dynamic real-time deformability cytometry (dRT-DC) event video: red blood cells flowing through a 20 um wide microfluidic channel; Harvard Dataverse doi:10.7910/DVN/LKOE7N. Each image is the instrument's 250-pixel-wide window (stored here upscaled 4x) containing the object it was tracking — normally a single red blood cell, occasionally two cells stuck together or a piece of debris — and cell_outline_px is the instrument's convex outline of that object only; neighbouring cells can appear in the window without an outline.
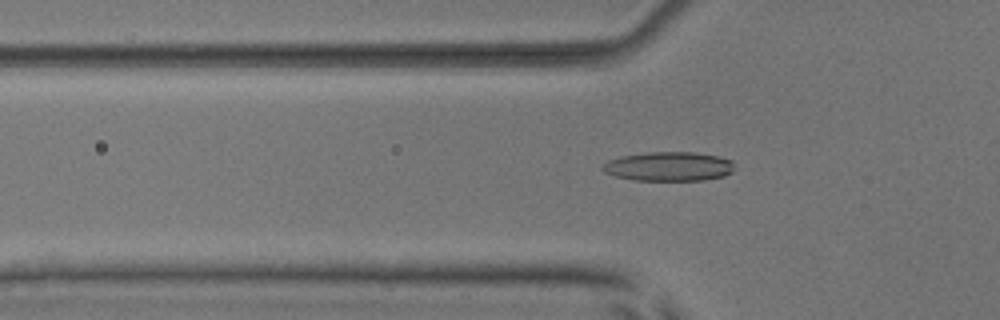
{"species": "common noctule bat (a hibernating species)", "species_latin": "Nyctalus noctula", "temperature_condition": "room temperature", "stored_images_in_passage": 53, "camera_frame_rate_fps": 3000, "um_per_image_px": 0.085, "animal": {"sex": "male", "body_mass_g": 17.9, "forearm_length_mm": 54.2}, "frame": {"image": 1, "passage_image": 18, "time_ms": 5.667, "image_size_px": [1000, 320], "cell_outline_px": [[732, 172], [724, 176], [704, 180], [632, 180], [616, 176], [604, 172], [600, 168], [608, 160], [620, 156], [648, 152], [692, 152], [716, 156], [732, 160]], "centroid_in_image_um": [56.81, 14.15], "position_along_channel_um": 69.0, "area_um2": 22.37}}
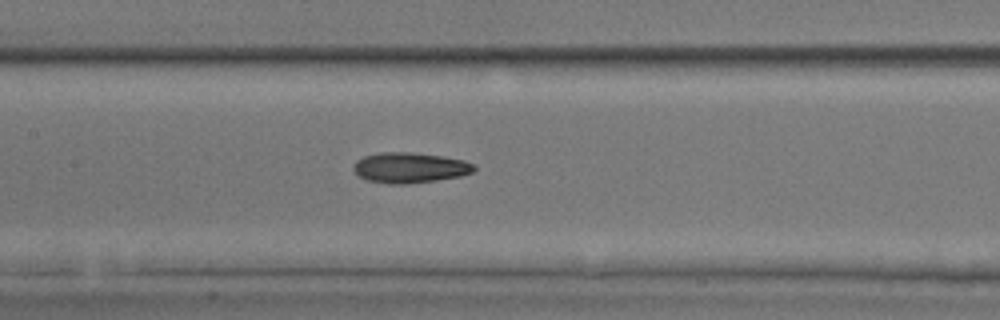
{"frame": {"image": 2, "passage_image": 26, "time_ms": 8.333, "image_size_px": [1000, 320], "cell_outline_px": [[476, 168], [472, 172], [460, 176], [436, 180], [408, 184], [388, 184], [368, 180], [360, 176], [352, 168], [352, 164], [356, 160], [364, 156], [380, 152], [408, 152], [444, 156], [464, 160], [472, 164]], "centroid_in_image_um": [34.81, 14.25], "position_along_channel_um": 172.6, "area_um2": 21.39}}
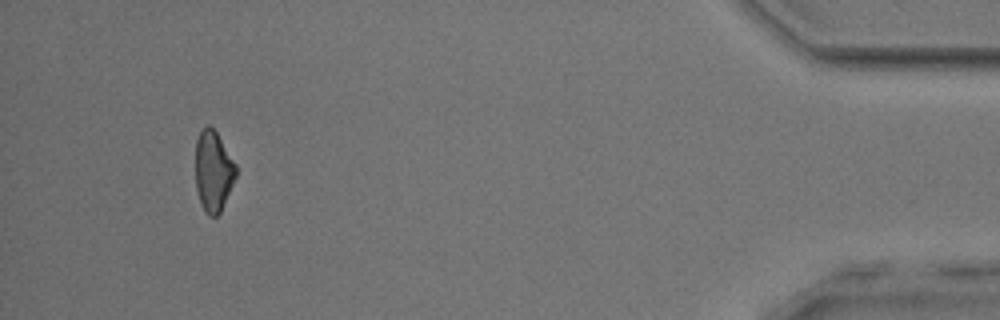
{"frame": {"image": 3, "passage_image": 50, "time_ms": 16.333, "image_size_px": [1000, 320], "cell_outline_px": [[236, 176], [220, 212], [216, 216], [208, 216], [204, 212], [200, 204], [196, 188], [196, 140], [200, 132], [208, 124], [216, 132], [236, 164]], "centroid_in_image_um": [18.12, 14.57], "position_along_channel_um": 417.1, "area_um2": 18.84}, "authors_computed_cell_mechanics": {"area_um2": 20.6924, "velocity_mm_per_s": 3.9088, "shape_relaxation_time_tau1_ms": 3.1137, "shape_relaxation_time_tau2_ms": 3.6097, "deformation_change_tau1": 0.1253, "deformation_change_tau2": 0.1349}}